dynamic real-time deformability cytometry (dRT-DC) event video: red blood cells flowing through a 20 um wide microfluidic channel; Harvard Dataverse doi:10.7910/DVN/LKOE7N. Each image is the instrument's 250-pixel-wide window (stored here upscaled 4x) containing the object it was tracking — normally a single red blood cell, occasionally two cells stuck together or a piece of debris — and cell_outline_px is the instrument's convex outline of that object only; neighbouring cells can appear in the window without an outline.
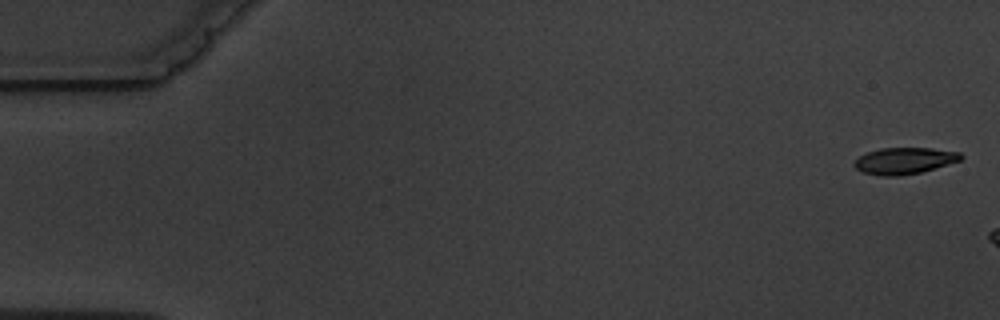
{"species": "common noctule bat (a hibernating species)", "species_latin": "Nyctalus noctula", "temperature_condition": "warm", "stored_images_in_passage": 3, "camera_frame_rate_fps": 3000, "um_per_image_px": 0.085, "animal": {"sex": "male", "body_mass_g": 19.5, "forearm_length_mm": 54.6}, "frame": {"image": 1, "passage_image": 1, "time_ms": 0.0, "image_size_px": [1000, 320], "cell_outline_px": [[964, 156], [960, 160], [920, 172], [900, 176], [880, 176], [864, 172], [856, 168], [852, 164], [860, 156], [868, 152], [880, 148], [932, 148], [960, 152]], "centroid_in_image_um": [76.86, 13.66], "position_along_channel_um": 8.1, "area_um2": 16.3}}